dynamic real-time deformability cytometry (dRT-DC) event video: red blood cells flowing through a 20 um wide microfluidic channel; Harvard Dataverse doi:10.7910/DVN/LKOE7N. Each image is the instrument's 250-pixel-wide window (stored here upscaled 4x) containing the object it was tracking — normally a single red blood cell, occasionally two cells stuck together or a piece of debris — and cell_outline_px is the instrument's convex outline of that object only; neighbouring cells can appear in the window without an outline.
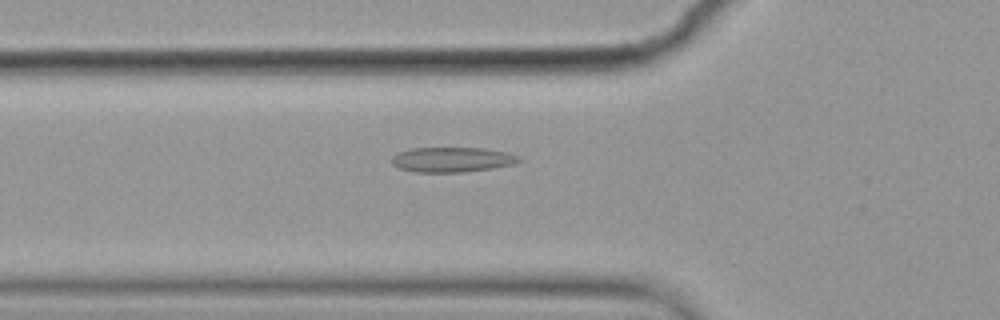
{"species": "common noctule bat (a hibernating species)", "species_latin": "Nyctalus noctula", "temperature_condition": "cold", "stored_images_in_passage": 57, "camera_frame_rate_fps": 3000, "um_per_image_px": 0.085, "animal": {"sex": "female", "body_mass_g": 19.9}, "frame": {"image": 1, "passage_image": 20, "time_ms": 6.333, "image_size_px": [1000, 320], "cell_outline_px": [[520, 160], [512, 164], [492, 168], [464, 172], [416, 172], [400, 168], [392, 164], [392, 156], [396, 152], [408, 148], [484, 148], [508, 152], [520, 156]], "centroid_in_image_um": [38.4, 13.55], "position_along_channel_um": 87.4, "area_um2": 18.55}}
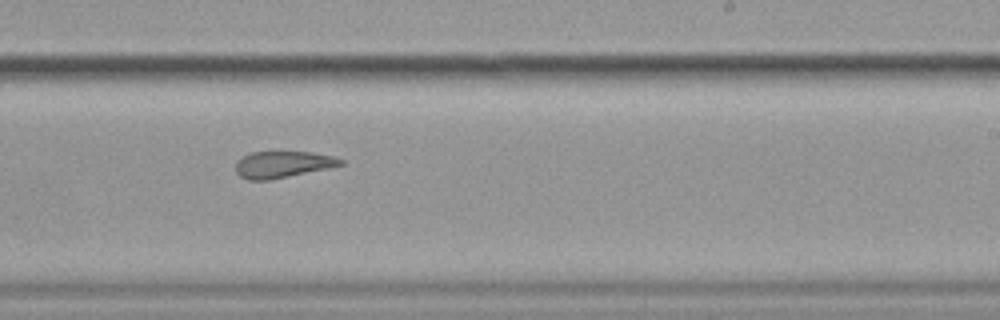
{"frame": {"image": 2, "passage_image": 35, "time_ms": 11.333, "image_size_px": [1000, 320], "cell_outline_px": [[344, 164], [328, 168], [268, 180], [248, 180], [240, 176], [236, 172], [236, 160], [252, 152], [312, 152], [332, 156], [344, 160]], "centroid_in_image_um": [24.01, 13.97], "position_along_channel_um": 265.0, "area_um2": 16.07}}
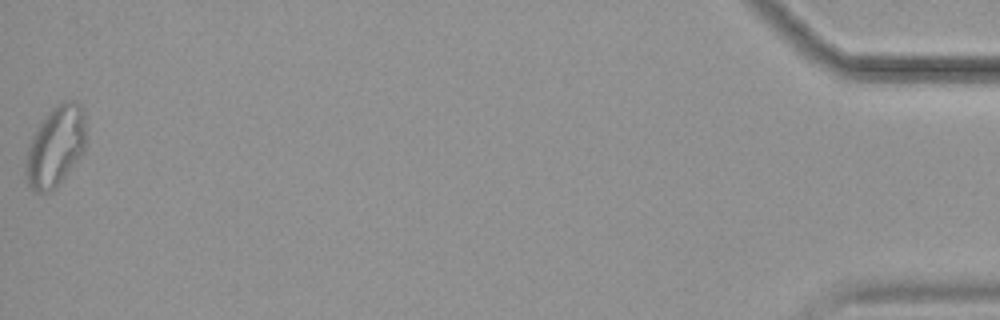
{"frame": {"image": 3, "passage_image": 57, "time_ms": 18.667, "image_size_px": [1000, 320], "cell_outline_px": [[84, 152], [56, 188], [52, 192], [36, 192], [28, 184], [24, 172], [24, 160], [28, 144], [36, 128], [48, 112], [52, 108], [64, 100], [76, 100], [84, 108]], "centroid_in_image_um": [4.69, 12.45], "position_along_channel_um": 430.5, "area_um2": 28.55}, "authors_computed_cell_mechanics": {"area_um2": 20.3456, "velocity_mm_per_s": 3.546, "shape_relaxation_time_tau1_ms": null, "shape_relaxation_time_tau2_ms": 3.5557, "deformation_change_tau1": null, "deformation_change_tau2": 0.1137}}